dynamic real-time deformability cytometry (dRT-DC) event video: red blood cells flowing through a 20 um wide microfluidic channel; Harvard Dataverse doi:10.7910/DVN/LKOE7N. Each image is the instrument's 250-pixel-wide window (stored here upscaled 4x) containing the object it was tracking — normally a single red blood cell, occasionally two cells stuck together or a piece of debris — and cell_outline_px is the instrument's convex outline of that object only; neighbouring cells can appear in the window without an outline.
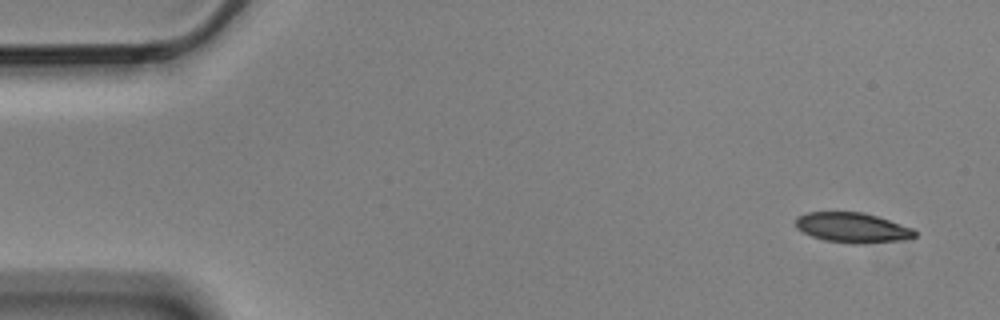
{"species": "Egyptian fruit bat (a non-hibernating species)", "species_latin": "Rousettus aegyptiacus", "temperature_condition": "cold", "stored_images_in_passage": 4, "camera_frame_rate_fps": 3000, "um_per_image_px": 0.085, "animal": {"sex": "male"}, "frame": {"image": 1, "passage_image": 1, "time_ms": 0.0, "image_size_px": [1000, 320], "cell_outline_px": [[916, 236], [900, 240], [856, 244], [852, 244], [824, 240], [812, 236], [796, 228], [796, 216], [808, 212], [864, 212], [912, 228], [916, 232]], "centroid_in_image_um": [72.41, 19.34], "position_along_channel_um": 12.6, "area_um2": 20.63}}